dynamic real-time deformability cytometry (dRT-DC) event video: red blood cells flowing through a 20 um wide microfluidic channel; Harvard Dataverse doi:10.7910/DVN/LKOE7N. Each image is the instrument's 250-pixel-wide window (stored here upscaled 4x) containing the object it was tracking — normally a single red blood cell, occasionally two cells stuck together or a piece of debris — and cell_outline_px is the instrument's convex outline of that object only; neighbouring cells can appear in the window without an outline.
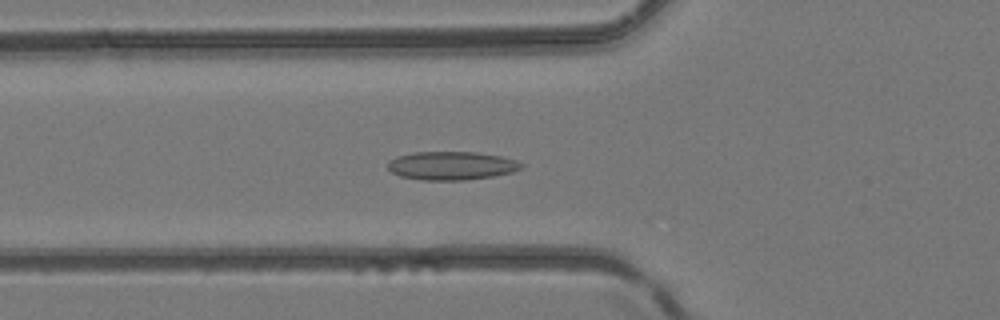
{"species": "common noctule bat (a hibernating species)", "species_latin": "Nyctalus noctula", "temperature_condition": "room temperature", "stored_images_in_passage": 49, "camera_frame_rate_fps": 3000, "um_per_image_px": 0.085, "animal": {"sex": "female", "body_mass_g": 24.6, "forearm_length_mm": 56.2}, "frame": {"image": 1, "passage_image": 18, "time_ms": 5.667, "image_size_px": [1000, 320], "cell_outline_px": [[524, 168], [512, 172], [492, 176], [464, 180], [424, 180], [400, 176], [392, 172], [388, 168], [388, 160], [396, 156], [416, 152], [476, 152], [500, 156], [516, 160], [524, 164]], "centroid_in_image_um": [38.39, 14.08], "position_along_channel_um": 87.4, "area_um2": 22.14}}
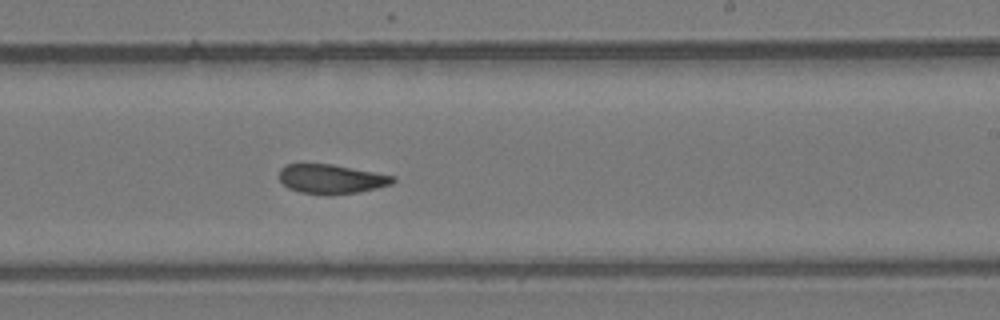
{"frame": {"image": 2, "passage_image": 30, "time_ms": 9.667, "image_size_px": [1000, 320], "cell_outline_px": [[396, 180], [392, 184], [360, 192], [300, 192], [288, 188], [280, 180], [280, 168], [284, 164], [332, 164], [396, 176]], "centroid_in_image_um": [28.18, 15.17], "position_along_channel_um": 260.8, "area_um2": 18.79}}
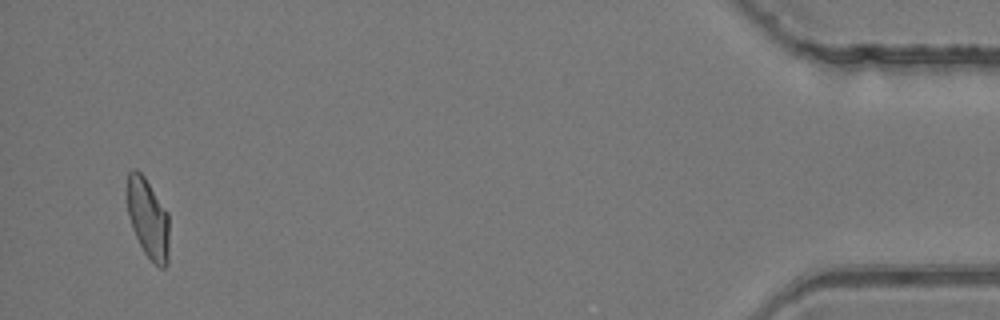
{"frame": {"image": 3, "passage_image": 47, "time_ms": 15.333, "image_size_px": [1000, 320], "cell_outline_px": [[168, 264], [164, 268], [160, 268], [144, 252], [132, 228], [128, 216], [128, 172], [132, 168], [136, 168], [144, 176], [168, 212]], "centroid_in_image_um": [12.59, 18.56], "position_along_channel_um": 422.6, "area_um2": 19.36}}